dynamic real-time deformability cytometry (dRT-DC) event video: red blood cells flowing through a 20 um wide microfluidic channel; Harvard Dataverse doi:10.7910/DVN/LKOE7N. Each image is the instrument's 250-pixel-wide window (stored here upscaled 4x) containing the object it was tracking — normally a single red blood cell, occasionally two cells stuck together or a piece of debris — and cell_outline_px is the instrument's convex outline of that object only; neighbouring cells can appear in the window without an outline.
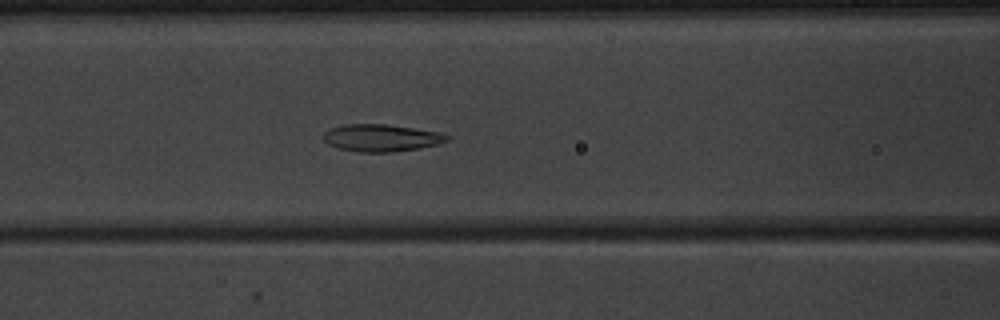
{"species": "common noctule bat (a hibernating species)", "species_latin": "Nyctalus noctula", "temperature_condition": "warm", "stored_images_in_passage": 53, "camera_frame_rate_fps": 3000, "um_per_image_px": 0.085, "animal": {"sex": "male", "body_mass_g": 20.1, "forearm_length_mm": 53.5}, "frame": {"image": 1, "passage_image": 24, "time_ms": 7.667, "image_size_px": [1000, 320], "cell_outline_px": [[452, 136], [448, 140], [436, 144], [420, 148], [392, 152], [360, 152], [340, 148], [328, 144], [324, 140], [324, 132], [332, 128], [344, 124], [388, 124], [440, 132]], "centroid_in_image_um": [32.44, 11.71], "position_along_channel_um": 134.2, "area_um2": 19.54}}
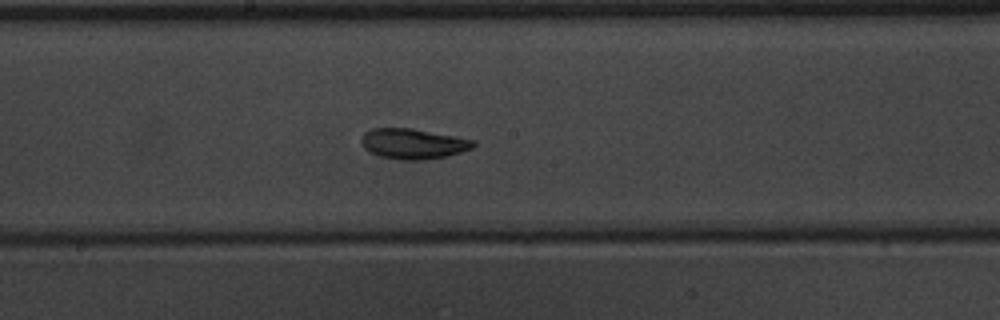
{"frame": {"image": 2, "passage_image": 30, "time_ms": 9.667, "image_size_px": [1000, 320], "cell_outline_px": [[476, 144], [472, 148], [448, 156], [424, 160], [400, 160], [380, 156], [368, 152], [364, 148], [360, 140], [360, 136], [364, 132], [372, 128], [412, 128], [456, 136], [476, 140]], "centroid_in_image_um": [35.1, 12.21], "position_along_channel_um": 213.1, "area_um2": 20.11}}
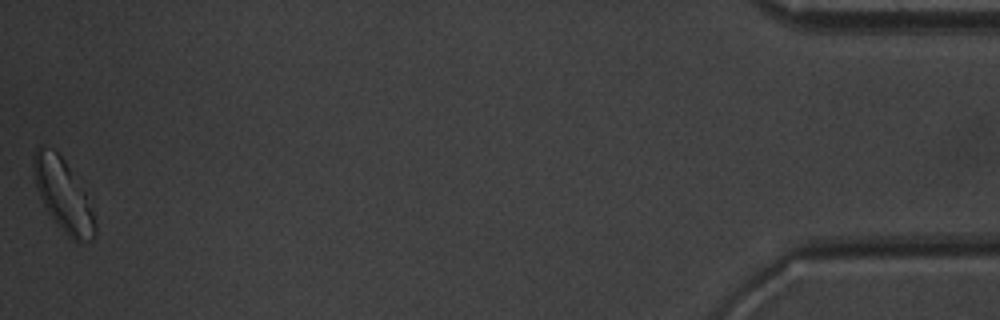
{"frame": {"image": 3, "passage_image": 53, "time_ms": 17.333, "image_size_px": [1000, 320], "cell_outline_px": [[96, 236], [92, 240], [80, 244], [68, 236], [64, 232], [52, 216], [44, 204], [36, 188], [32, 164], [32, 156], [36, 148], [40, 148], [56, 152], [64, 160], [84, 192], [92, 212], [96, 224]], "centroid_in_image_um": [5.37, 16.65], "position_along_channel_um": 429.8, "area_um2": 24.97}, "authors_computed_cell_mechanics": {"area_um2": 19.8254, "velocity_mm_per_s": 3.9412, "shape_relaxation_time_tau1_ms": 3.7747, "shape_relaxation_time_tau2_ms": 1.0164, "deformation_change_tau1": 0.1257, "deformation_change_tau2": 0.0518}}